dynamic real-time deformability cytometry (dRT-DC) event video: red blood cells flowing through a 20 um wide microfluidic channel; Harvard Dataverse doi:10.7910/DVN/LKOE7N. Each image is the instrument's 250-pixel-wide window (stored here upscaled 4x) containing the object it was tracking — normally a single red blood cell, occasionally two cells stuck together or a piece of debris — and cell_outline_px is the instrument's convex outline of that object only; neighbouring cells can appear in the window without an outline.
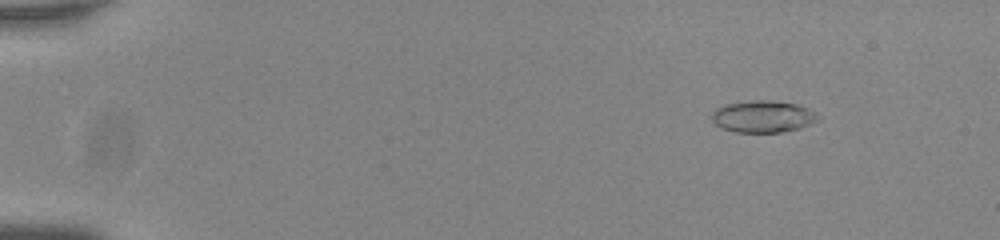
{"species": "common noctule bat (a hibernating species)", "species_latin": "Nyctalus noctula", "temperature_condition": "room temperature", "stored_images_in_passage": 57, "camera_frame_rate_fps": 3000, "um_per_image_px": 0.085, "animal": {"sex": "male", "body_mass_g": 20.0, "forearm_length_mm": 53.3}, "frame": {"image": 1, "passage_image": 8, "time_ms": 2.333, "image_size_px": [1000, 240], "cell_outline_px": [[820, 120], [800, 128], [780, 132], [732, 132], [720, 128], [712, 120], [712, 112], [716, 108], [724, 104], [752, 100], [768, 100], [800, 104], [808, 108], [820, 116]], "centroid_in_image_um": [64.85, 9.9], "position_along_channel_um": 20.1, "area_um2": 20.0}}
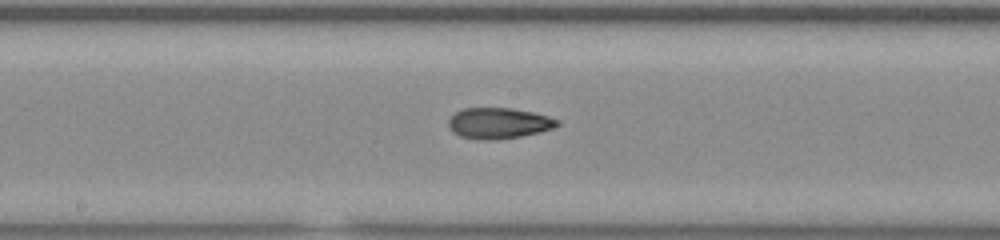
{"frame": {"image": 2, "passage_image": 32, "time_ms": 10.333, "image_size_px": [1000, 240], "cell_outline_px": [[560, 124], [552, 128], [540, 132], [520, 136], [496, 140], [476, 140], [460, 136], [452, 132], [448, 128], [448, 120], [456, 112], [464, 108], [512, 108], [532, 112], [548, 116], [560, 120]], "centroid_in_image_um": [42.37, 10.48], "position_along_channel_um": 205.8, "area_um2": 19.71}}
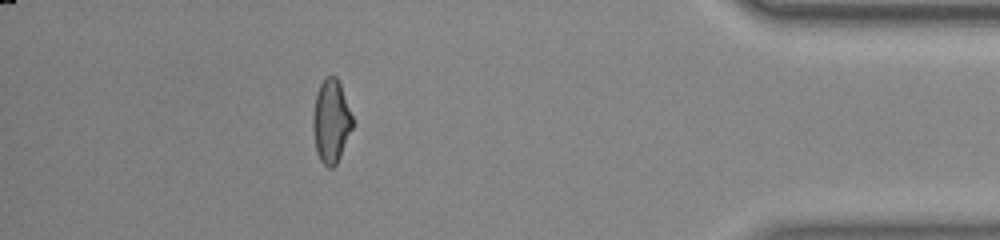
{"frame": {"image": 3, "passage_image": 51, "time_ms": 16.667, "image_size_px": [1000, 240], "cell_outline_px": [[352, 128], [340, 156], [336, 164], [332, 168], [328, 168], [320, 160], [316, 152], [312, 124], [312, 120], [316, 92], [324, 76], [336, 76], [340, 84], [352, 116]], "centroid_in_image_um": [28.12, 10.3], "position_along_channel_um": 407.1, "area_um2": 19.07}, "authors_computed_cell_mechanics": {"area_um2": 19.5364, "velocity_mm_per_s": 3.8035, "shape_relaxation_time_tau1_ms": 6.0569, "shape_relaxation_time_tau2_ms": 1.9071, "deformation_change_tau1": 0.1803, "deformation_change_tau2": 0.0785}}